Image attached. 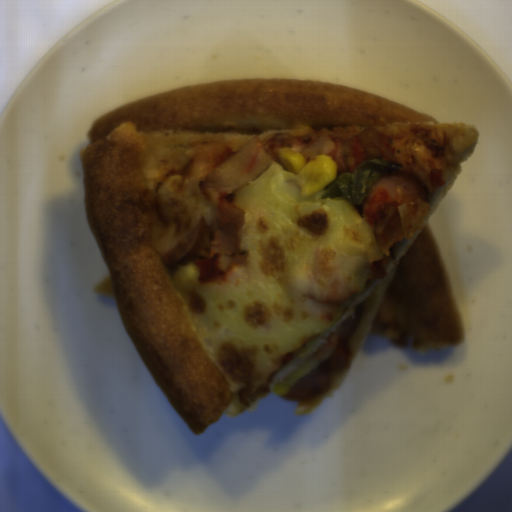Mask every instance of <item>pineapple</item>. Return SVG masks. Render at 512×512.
<instances>
[{
	"instance_id": "2ff11189",
	"label": "pineapple",
	"mask_w": 512,
	"mask_h": 512,
	"mask_svg": "<svg viewBox=\"0 0 512 512\" xmlns=\"http://www.w3.org/2000/svg\"><path fill=\"white\" fill-rule=\"evenodd\" d=\"M283 164H275L237 189L230 204L241 211L272 209L297 227L348 256H360L370 264L384 257L375 229L345 198L322 199L326 191L303 194L299 182Z\"/></svg>"
},
{
	"instance_id": "9d759a55",
	"label": "pineapple",
	"mask_w": 512,
	"mask_h": 512,
	"mask_svg": "<svg viewBox=\"0 0 512 512\" xmlns=\"http://www.w3.org/2000/svg\"><path fill=\"white\" fill-rule=\"evenodd\" d=\"M317 367L312 363H305L301 366L296 372H294L288 379H286L283 383L275 384L272 388V392L282 396L286 393L291 385L314 371Z\"/></svg>"
}]
</instances>
